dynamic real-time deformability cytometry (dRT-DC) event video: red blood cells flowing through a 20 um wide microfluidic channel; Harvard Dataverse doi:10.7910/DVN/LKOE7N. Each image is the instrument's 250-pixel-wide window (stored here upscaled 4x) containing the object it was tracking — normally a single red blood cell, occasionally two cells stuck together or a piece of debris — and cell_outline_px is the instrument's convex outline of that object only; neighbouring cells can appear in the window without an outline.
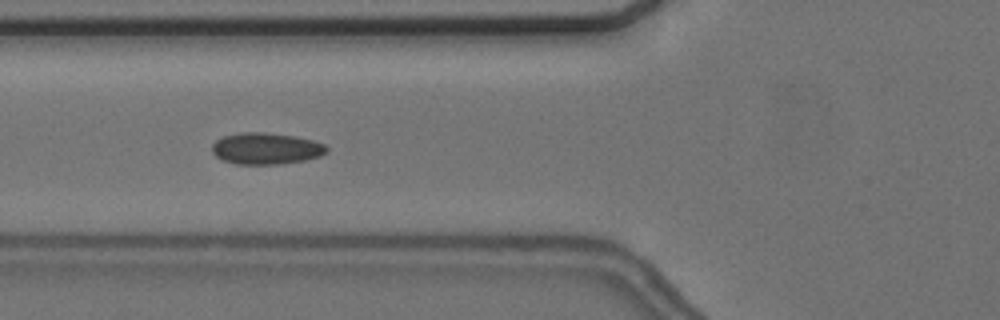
{"species": "common noctule bat (a hibernating species)", "species_latin": "Nyctalus noctula", "temperature_condition": "cold", "stored_images_in_passage": 39, "camera_frame_rate_fps": 3000, "um_per_image_px": 0.085, "animal": {"sex": "female", "body_mass_g": 24.6, "forearm_length_mm": 56.2}, "frame": {"image": 1, "passage_image": 4, "time_ms": 1.0, "image_size_px": [1000, 320], "cell_outline_px": [[328, 152], [320, 156], [304, 160], [280, 164], [236, 164], [220, 160], [212, 152], [212, 144], [216, 140], [224, 136], [244, 132], [264, 132], [296, 136], [312, 140], [324, 144], [328, 148]], "centroid_in_image_um": [22.61, 12.63], "position_along_channel_um": 103.2, "area_um2": 21.15}}
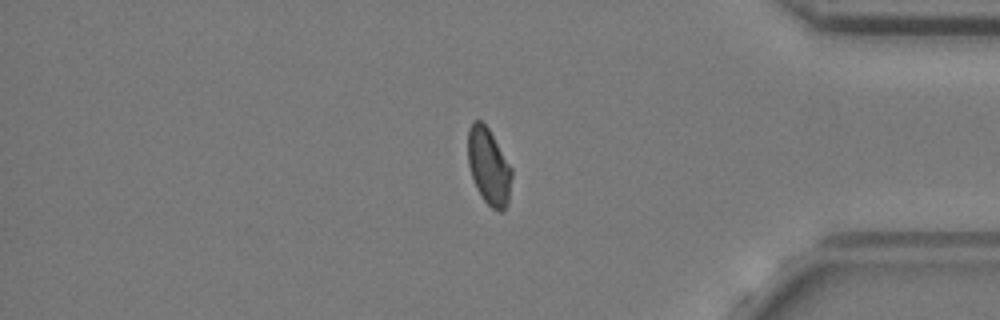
{"frame": {"image": 2, "passage_image": 30, "time_ms": 9.667, "image_size_px": [1000, 320], "cell_outline_px": [[512, 176], [508, 204], [500, 212], [492, 208], [484, 200], [476, 188], [468, 164], [468, 128], [472, 120], [480, 120], [488, 128], [512, 168]], "centroid_in_image_um": [41.54, 14.15], "position_along_channel_um": 393.7, "area_um2": 19.48}}
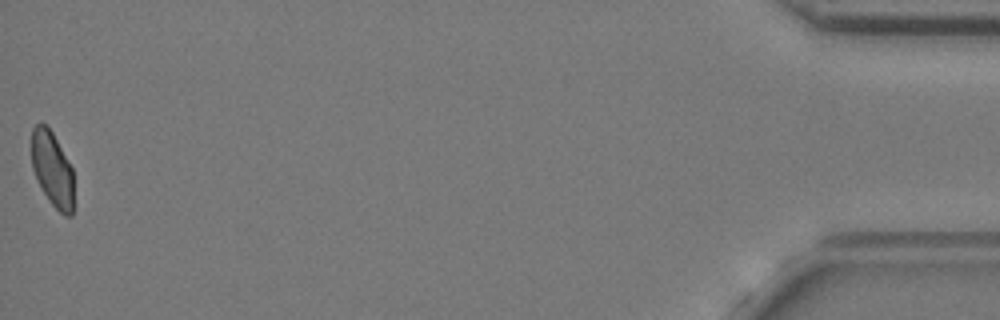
{"frame": {"image": 3, "passage_image": 39, "time_ms": 12.667, "image_size_px": [1000, 320], "cell_outline_px": [[72, 216], [64, 216], [48, 200], [36, 180], [32, 168], [32, 128], [36, 124], [48, 124], [72, 168]], "centroid_in_image_um": [4.42, 14.36], "position_along_channel_um": 430.8, "area_um2": 18.32}, "authors_computed_cell_mechanics": {"area_um2": 20.2878, "velocity_mm_per_s": 3.6368, "shape_relaxation_time_tau1_ms": null, "shape_relaxation_time_tau2_ms": 1.6043, "deformation_change_tau1": null, "deformation_change_tau2": 0.0685}}